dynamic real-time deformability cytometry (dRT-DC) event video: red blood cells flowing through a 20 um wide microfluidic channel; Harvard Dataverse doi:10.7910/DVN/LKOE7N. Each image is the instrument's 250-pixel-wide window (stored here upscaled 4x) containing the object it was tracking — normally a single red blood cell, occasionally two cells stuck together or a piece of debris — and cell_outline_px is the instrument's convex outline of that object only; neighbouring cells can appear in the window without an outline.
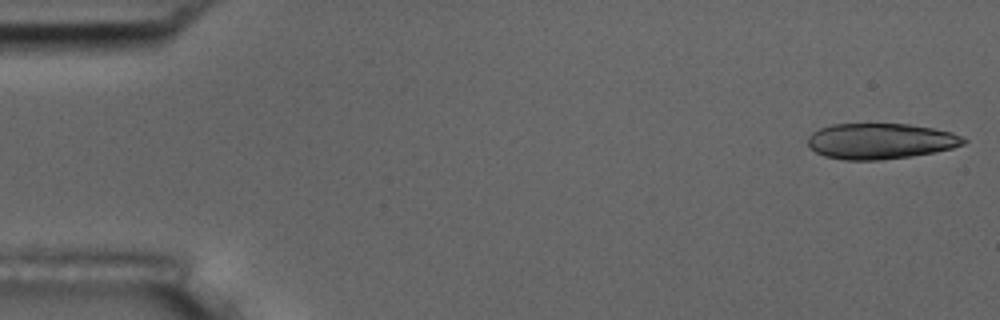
{"species": "common noctule bat (a hibernating species)", "species_latin": "Nyctalus noctula", "temperature_condition": "room temperature", "stored_images_in_passage": 53, "camera_frame_rate_fps": 3000, "um_per_image_px": 0.085, "animal": {"sex": "male", "body_mass_g": 17.5, "forearm_length_mm": 52.3}, "frame": {"image": 1, "passage_image": 1, "time_ms": 0.0, "image_size_px": [1000, 320], "cell_outline_px": [[968, 140], [964, 144], [952, 148], [912, 156], [880, 160], [844, 160], [824, 156], [816, 152], [808, 144], [808, 136], [812, 132], [820, 128], [832, 124], [908, 124], [932, 128], [952, 132]], "centroid_in_image_um": [74.82, 11.99], "position_along_channel_um": 10.2, "area_um2": 32.37}}
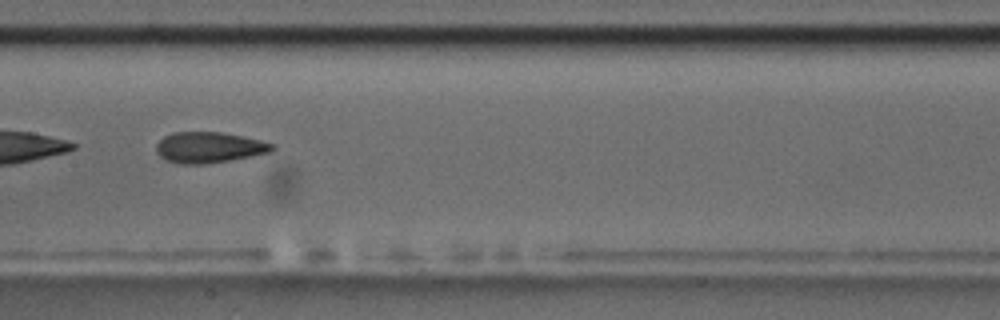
{"frame": {"image": 2, "passage_image": 27, "time_ms": 8.667, "image_size_px": [1000, 320], "cell_outline_px": [[276, 148], [268, 152], [228, 160], [204, 164], [180, 164], [164, 160], [156, 152], [156, 144], [164, 136], [172, 132], [224, 132], [260, 140], [276, 144]], "centroid_in_image_um": [17.73, 12.52], "position_along_channel_um": 189.7, "area_um2": 20.81}, "authors_computed_cell_mechanics": {"area_um2": 21.097, "velocity_mm_per_s": 3.6859, "shape_relaxation_time_tau1_ms": 7.7869, "shape_relaxation_time_tau2_ms": 2.099, "deformation_change_tau1": 0.1692, "deformation_change_tau2": 0.09}}